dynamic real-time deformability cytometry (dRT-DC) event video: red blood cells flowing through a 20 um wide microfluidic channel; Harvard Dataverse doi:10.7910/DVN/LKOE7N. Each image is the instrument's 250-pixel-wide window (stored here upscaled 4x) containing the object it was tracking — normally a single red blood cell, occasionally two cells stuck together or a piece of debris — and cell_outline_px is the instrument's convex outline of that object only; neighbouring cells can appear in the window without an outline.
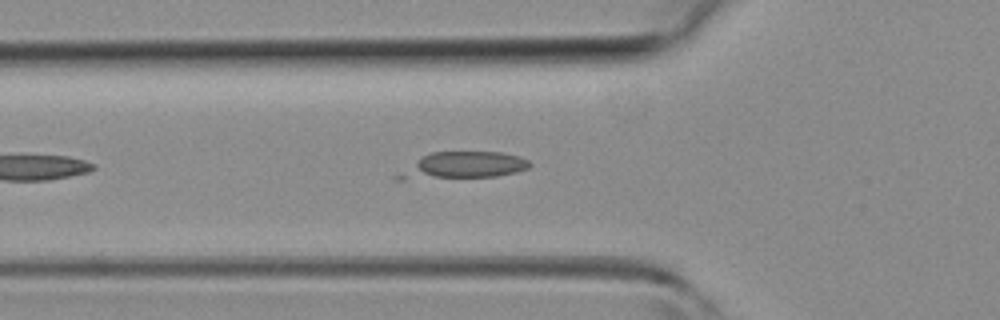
{"species": "common noctule bat (a hibernating species)", "species_latin": "Nyctalus noctula", "temperature_condition": "room temperature", "stored_images_in_passage": 20, "camera_frame_rate_fps": 3000, "um_per_image_px": 0.085, "animal": {"sex": "female", "body_mass_g": 19.3, "forearm_length_mm": 54.1}, "frame": {"image": 1, "passage_image": 6, "time_ms": 1.667, "image_size_px": [1000, 320], "cell_outline_px": [[532, 164], [528, 168], [516, 172], [496, 176], [404, 180], [392, 180], [392, 176], [424, 156], [432, 152], [504, 152], [520, 156], [528, 160]], "centroid_in_image_um": [39.33, 14.08], "position_along_channel_um": 86.5, "area_um2": 20.63}}